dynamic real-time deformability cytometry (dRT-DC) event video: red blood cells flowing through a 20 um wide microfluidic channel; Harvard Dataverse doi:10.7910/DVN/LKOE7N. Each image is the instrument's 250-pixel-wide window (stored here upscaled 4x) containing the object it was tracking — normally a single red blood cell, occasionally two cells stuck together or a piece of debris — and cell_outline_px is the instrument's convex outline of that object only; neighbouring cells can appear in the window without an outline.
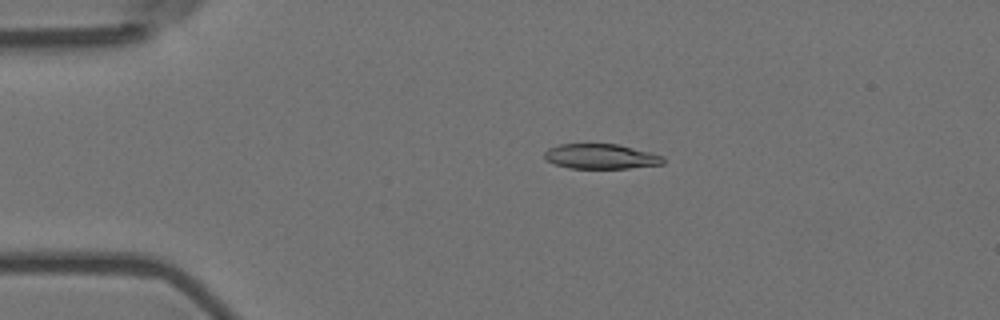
{"species": "Egyptian fruit bat (a non-hibernating species)", "species_latin": "Rousettus aegyptiacus", "temperature_condition": "room temperature", "stored_images_in_passage": 6, "camera_frame_rate_fps": 3000, "um_per_image_px": 0.085, "animal": {"sex": "female"}, "frame": {"image": 1, "passage_image": 3, "time_ms": 0.667, "image_size_px": [1000, 320], "cell_outline_px": [[664, 164], [628, 168], [568, 168], [556, 164], [548, 160], [544, 156], [544, 152], [548, 148], [560, 144], [616, 144], [652, 152], [664, 156]], "centroid_in_image_um": [51.1, 13.29], "position_along_channel_um": 33.9, "area_um2": 17.22}}
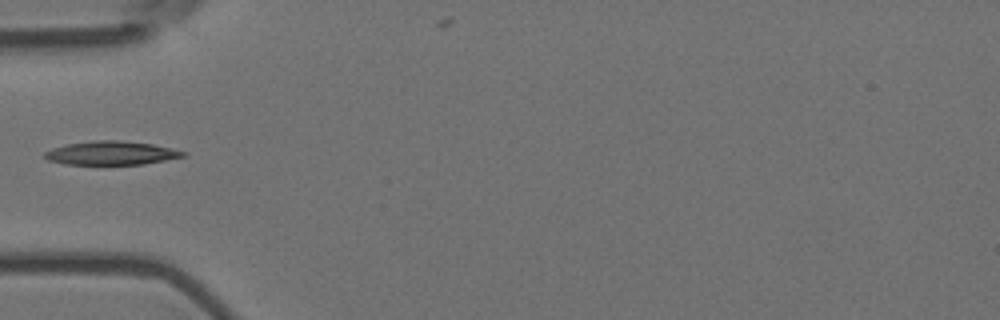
{"frame": {"image": 2, "passage_image": 5, "time_ms": 1.333, "image_size_px": [1000, 320], "cell_outline_px": [[188, 152], [184, 156], [144, 164], [64, 164], [48, 160], [44, 156], [44, 152], [52, 148], [68, 144], [92, 140], [120, 140], [152, 144]], "centroid_in_image_um": [9.44, 13.0], "position_along_channel_um": 75.6, "area_um2": 18.96}}